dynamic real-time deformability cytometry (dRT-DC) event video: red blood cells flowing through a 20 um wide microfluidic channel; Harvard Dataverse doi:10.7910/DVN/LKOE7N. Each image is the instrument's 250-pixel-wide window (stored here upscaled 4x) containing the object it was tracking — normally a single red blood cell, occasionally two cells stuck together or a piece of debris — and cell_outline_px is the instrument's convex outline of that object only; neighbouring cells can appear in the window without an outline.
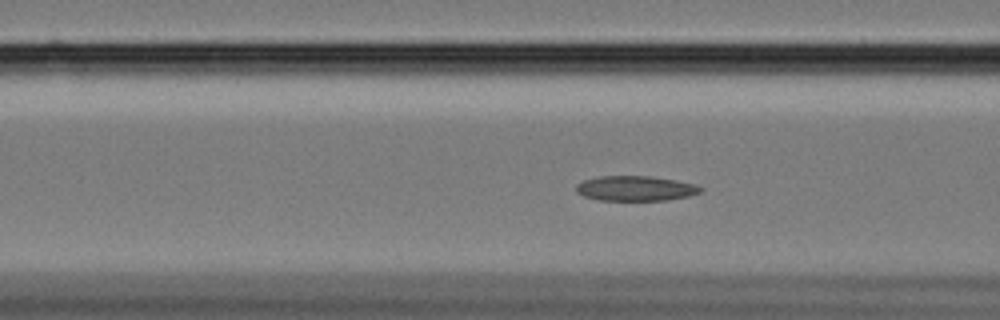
{"species": "Egyptian fruit bat (a non-hibernating species)", "species_latin": "Rousettus aegyptiacus", "temperature_condition": "cold", "stored_images_in_passage": 34, "camera_frame_rate_fps": 3000, "um_per_image_px": 0.085, "animal": {"sex": "female"}, "frame": {"image": 1, "passage_image": 23, "time_ms": 7.333, "image_size_px": [1000, 320], "cell_outline_px": [[704, 192], [688, 196], [668, 200], [600, 200], [584, 196], [576, 192], [576, 184], [584, 180], [596, 176], [652, 176], [676, 180], [696, 184], [704, 188]], "centroid_in_image_um": [54.06, 16.01], "position_along_channel_um": 112.5, "area_um2": 18.32}}
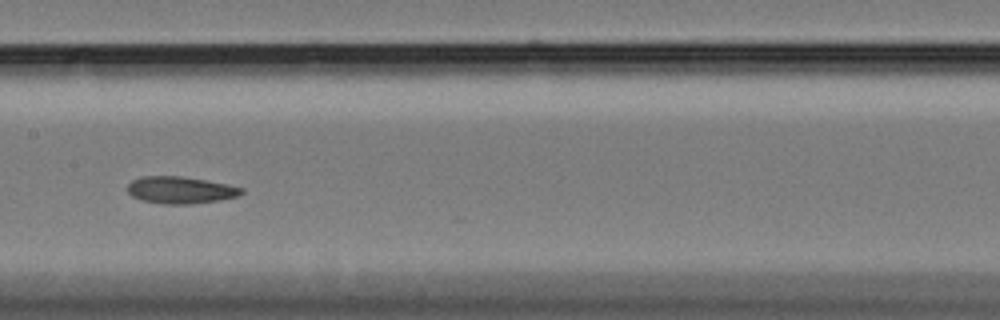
{"frame": {"image": 2, "passage_image": 30, "time_ms": 9.667, "image_size_px": [1000, 320], "cell_outline_px": [[244, 192], [240, 196], [220, 200], [192, 204], [164, 204], [140, 200], [132, 196], [128, 192], [128, 184], [132, 180], [140, 176], [180, 176], [228, 184], [244, 188]], "centroid_in_image_um": [15.35, 16.16], "position_along_channel_um": 192.0, "area_um2": 18.09}}
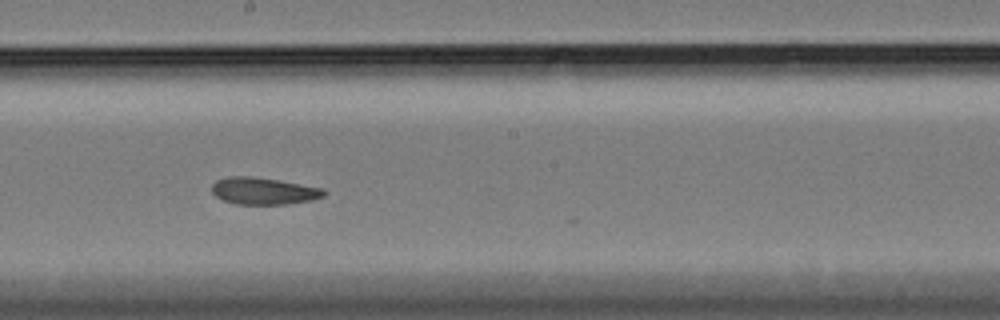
{"frame": {"image": 3, "passage_image": 33, "time_ms": 10.667, "image_size_px": [1000, 320], "cell_outline_px": [[328, 192], [324, 196], [312, 200], [288, 204], [236, 204], [224, 200], [216, 196], [212, 192], [212, 184], [216, 180], [228, 176], [252, 176], [324, 188]], "centroid_in_image_um": [22.42, 16.23], "position_along_channel_um": 225.8, "area_um2": 17.63}}